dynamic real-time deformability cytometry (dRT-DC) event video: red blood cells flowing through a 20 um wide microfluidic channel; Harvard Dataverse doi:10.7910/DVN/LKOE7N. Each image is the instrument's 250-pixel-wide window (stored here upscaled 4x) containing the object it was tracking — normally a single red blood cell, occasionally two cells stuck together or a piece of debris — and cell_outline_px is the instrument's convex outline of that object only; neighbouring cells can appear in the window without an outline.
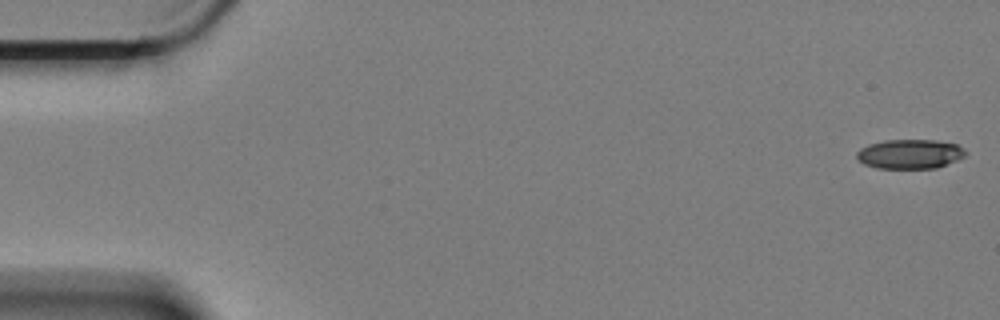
{"species": "Egyptian fruit bat (a non-hibernating species)", "species_latin": "Rousettus aegyptiacus", "temperature_condition": "cold", "stored_images_in_passage": 59, "camera_frame_rate_fps": 3000, "um_per_image_px": 0.085, "animal": {"sex": "female"}, "frame": {"image": 1, "passage_image": 1, "time_ms": 0.0, "image_size_px": [1000, 320], "cell_outline_px": [[968, 152], [964, 156], [956, 160], [936, 168], [876, 168], [864, 164], [856, 156], [856, 152], [860, 148], [868, 144], [884, 140], [936, 140], [956, 144], [964, 148]], "centroid_in_image_um": [77.33, 13.08], "position_along_channel_um": 7.7, "area_um2": 18.67}}
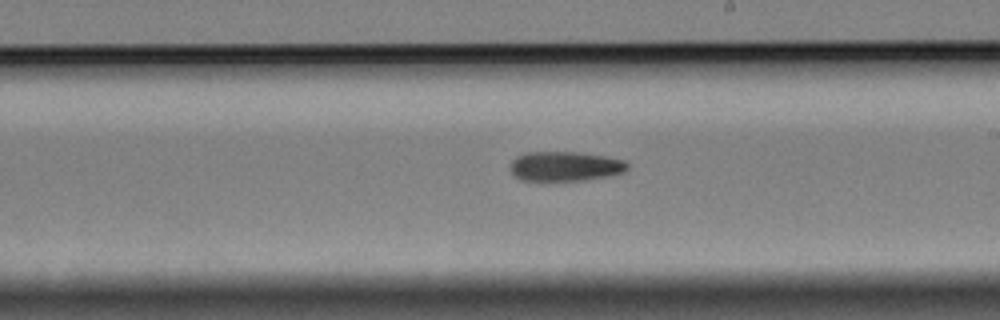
{"frame": {"image": 2, "passage_image": 34, "time_ms": 11.0, "image_size_px": [1000, 320], "cell_outline_px": [[628, 168], [624, 172], [608, 176], [584, 180], [520, 180], [512, 176], [512, 160], [516, 156], [528, 152], [576, 152], [604, 156], [624, 160], [628, 164]], "centroid_in_image_um": [48.03, 14.13], "position_along_channel_um": 241.0, "area_um2": 20.11}}
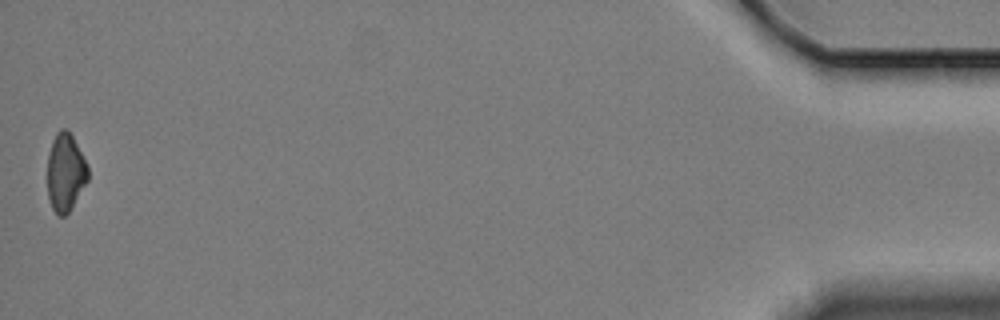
{"frame": {"image": 3, "passage_image": 59, "time_ms": 19.333, "image_size_px": [1000, 320], "cell_outline_px": [[88, 180], [68, 212], [64, 216], [60, 216], [52, 208], [48, 196], [48, 152], [52, 140], [56, 132], [60, 128], [68, 128], [88, 164]], "centroid_in_image_um": [5.56, 14.59], "position_along_channel_um": 429.6, "area_um2": 18.44}, "authors_computed_cell_mechanics": {"area_um2": 20.0566, "velocity_mm_per_s": 3.3565, "shape_relaxation_time_tau1_ms": 7.7289, "shape_relaxation_time_tau2_ms": null, "deformation_change_tau1": 0.1739, "deformation_change_tau2": null}}